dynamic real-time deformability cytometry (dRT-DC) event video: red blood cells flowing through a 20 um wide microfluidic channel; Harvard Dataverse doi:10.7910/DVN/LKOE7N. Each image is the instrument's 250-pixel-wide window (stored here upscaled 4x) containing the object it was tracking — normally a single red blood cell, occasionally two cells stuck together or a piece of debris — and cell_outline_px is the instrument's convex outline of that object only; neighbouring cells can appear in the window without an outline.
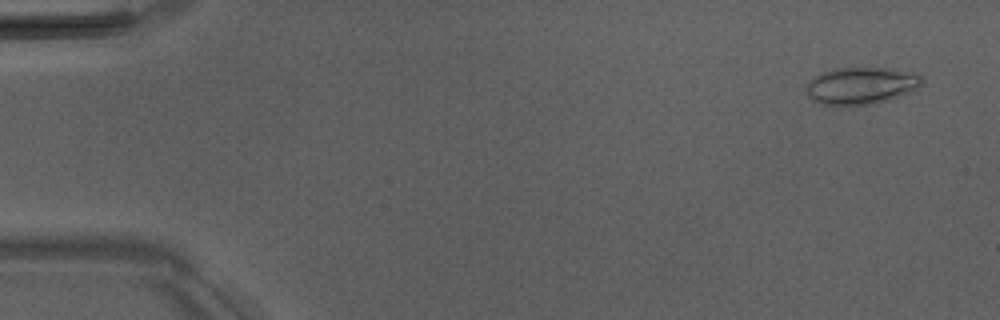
{"species": "Egyptian fruit bat (a non-hibernating species)", "species_latin": "Rousettus aegyptiacus", "temperature_condition": "room temperature", "stored_images_in_passage": 4, "camera_frame_rate_fps": 3000, "um_per_image_px": 0.085, "animal": {"sex": "male"}, "frame": {"image": 1, "passage_image": 1, "time_ms": 0.0, "image_size_px": [1000, 320], "cell_outline_px": [[924, 84], [912, 92], [876, 104], [820, 104], [812, 100], [808, 96], [808, 84], [820, 72], [836, 68], [892, 68], [916, 72], [924, 80]], "centroid_in_image_um": [73.29, 7.26], "position_along_channel_um": 11.7, "area_um2": 25.03}}